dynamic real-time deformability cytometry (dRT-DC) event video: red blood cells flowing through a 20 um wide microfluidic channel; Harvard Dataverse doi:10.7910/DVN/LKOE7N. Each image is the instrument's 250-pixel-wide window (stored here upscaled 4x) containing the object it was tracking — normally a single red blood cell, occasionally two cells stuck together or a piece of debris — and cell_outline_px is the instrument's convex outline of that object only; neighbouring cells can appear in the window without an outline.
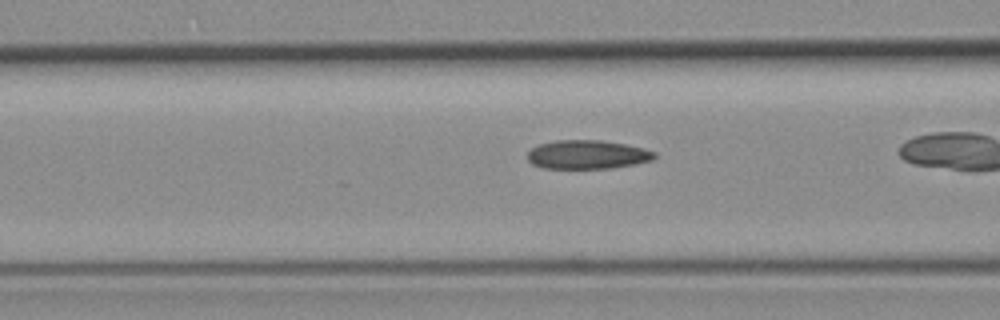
{"species": "common noctule bat (a hibernating species)", "species_latin": "Nyctalus noctula", "temperature_condition": "room temperature", "stored_images_in_passage": 20, "camera_frame_rate_fps": 3000, "um_per_image_px": 0.085, "animal": {"sex": "female", "body_mass_g": 19.3, "forearm_length_mm": 54.1}, "frame": {"image": 1, "passage_image": 18, "time_ms": 5.667, "image_size_px": [1000, 320], "cell_outline_px": [[656, 156], [652, 160], [636, 164], [612, 168], [544, 168], [532, 164], [528, 160], [528, 152], [536, 144], [556, 140], [600, 140], [624, 144], [644, 148], [656, 152]], "centroid_in_image_um": [49.92, 13.13], "position_along_channel_um": 116.7, "area_um2": 21.39}}